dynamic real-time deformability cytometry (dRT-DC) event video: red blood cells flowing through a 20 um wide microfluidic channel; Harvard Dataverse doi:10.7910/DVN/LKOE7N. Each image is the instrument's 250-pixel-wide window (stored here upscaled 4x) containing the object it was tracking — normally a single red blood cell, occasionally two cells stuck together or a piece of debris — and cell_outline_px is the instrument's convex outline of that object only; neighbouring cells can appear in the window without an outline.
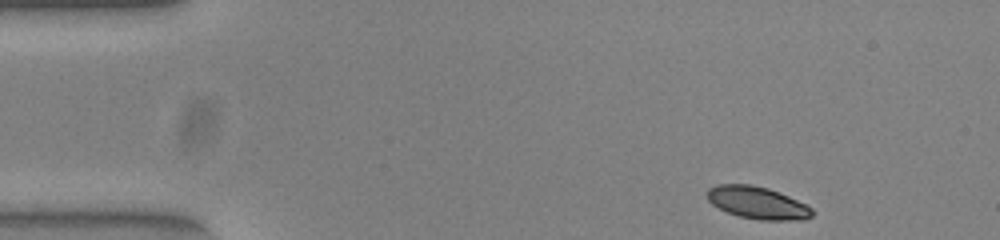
{"species": "common noctule bat (a hibernating species)", "species_latin": "Nyctalus noctula", "temperature_condition": "warm", "stored_images_in_passage": 48, "camera_frame_rate_fps": 3000, "um_per_image_px": 0.085, "animal": {"sex": "female", "body_mass_g": 23.0, "forearm_length_mm": 53.4}, "frame": {"image": 1, "passage_image": 1, "time_ms": 0.0, "image_size_px": [1000, 240], "cell_outline_px": [[812, 216], [804, 220], [760, 220], [740, 216], [728, 212], [712, 204], [708, 200], [708, 188], [716, 184], [752, 184], [768, 188], [788, 196], [812, 208]], "centroid_in_image_um": [64.38, 17.23], "position_along_channel_um": 20.6, "area_um2": 19.59}}
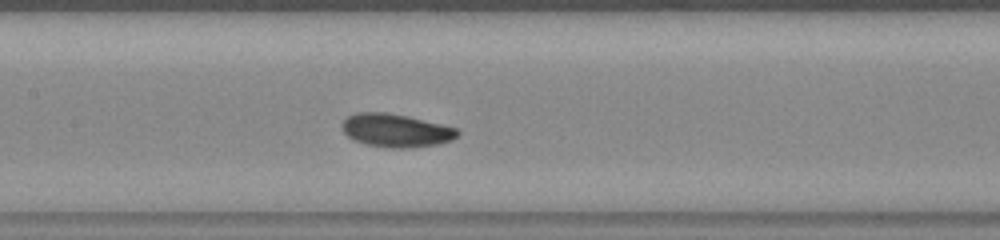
{"frame": {"image": 2, "passage_image": 20, "time_ms": 6.333, "image_size_px": [1000, 240], "cell_outline_px": [[460, 132], [452, 140], [440, 144], [412, 148], [388, 148], [364, 144], [352, 140], [344, 132], [340, 124], [348, 116], [356, 112], [384, 112], [408, 116], [456, 128]], "centroid_in_image_um": [33.62, 11.1], "position_along_channel_um": 173.8, "area_um2": 22.54}}
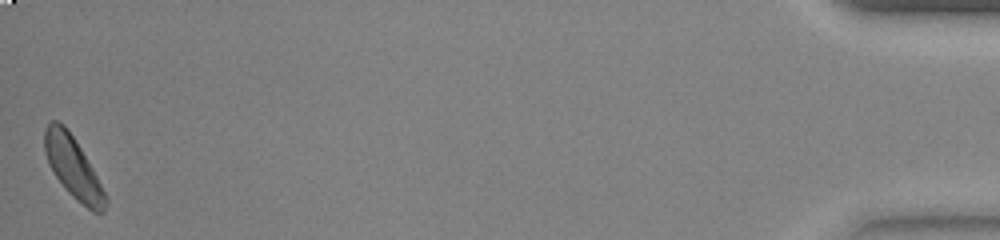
{"frame": {"image": 3, "passage_image": 48, "time_ms": 15.667, "image_size_px": [1000, 240], "cell_outline_px": [[108, 204], [104, 212], [92, 212], [76, 200], [64, 188], [48, 164], [44, 152], [44, 128], [52, 120], [56, 120], [64, 124], [80, 148], [92, 168], [108, 200]], "centroid_in_image_um": [6.19, 14.25], "position_along_channel_um": 429.0, "area_um2": 21.56}, "authors_computed_cell_mechanics": {"area_um2": 21.2126, "velocity_mm_per_s": 3.795, "shape_relaxation_time_tau1_ms": 4.8519, "shape_relaxation_time_tau2_ms": null, "deformation_change_tau1": 0.158, "deformation_change_tau2": null}}